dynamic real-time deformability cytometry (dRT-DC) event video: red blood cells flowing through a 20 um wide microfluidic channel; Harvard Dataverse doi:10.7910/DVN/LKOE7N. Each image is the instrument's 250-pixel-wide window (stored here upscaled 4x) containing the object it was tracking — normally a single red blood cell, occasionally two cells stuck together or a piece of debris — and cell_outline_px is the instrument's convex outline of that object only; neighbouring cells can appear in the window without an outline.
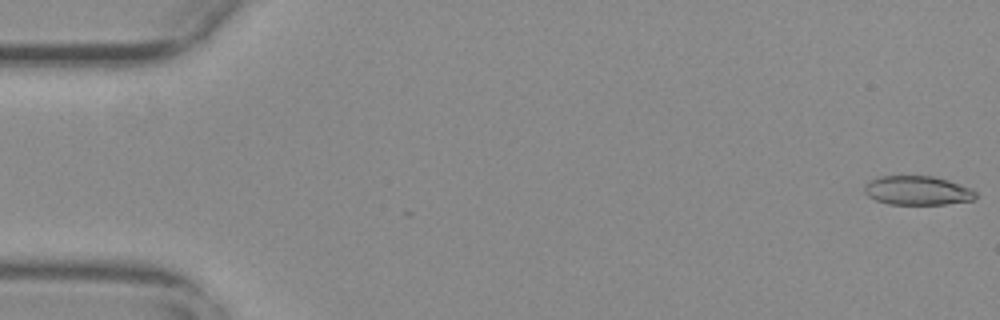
{"species": "common noctule bat (a hibernating species)", "species_latin": "Nyctalus noctula", "temperature_condition": "warm", "stored_images_in_passage": 55, "camera_frame_rate_fps": 3000, "um_per_image_px": 0.085, "animal": {"sex": "female", "body_mass_g": 29.2, "forearm_length_mm": 56.3}, "frame": {"image": 1, "passage_image": 1, "time_ms": 0.0, "image_size_px": [1000, 320], "cell_outline_px": [[976, 200], [944, 204], [888, 204], [876, 200], [868, 196], [864, 192], [864, 184], [868, 180], [880, 176], [932, 176], [948, 180], [972, 188], [976, 192]], "centroid_in_image_um": [77.98, 16.19], "position_along_channel_um": 7.0, "area_um2": 19.02}}
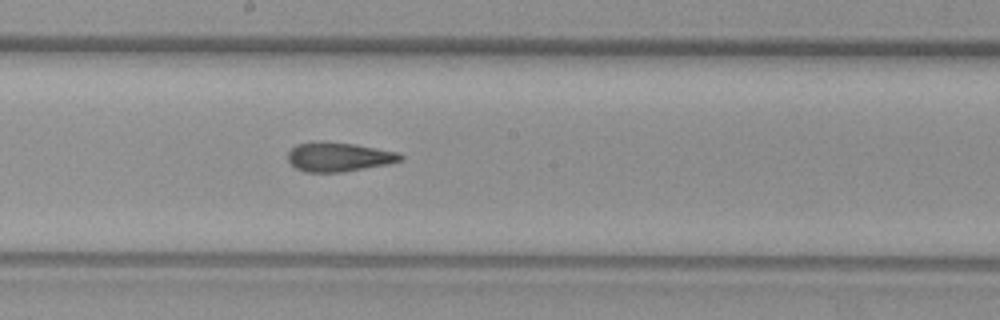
{"frame": {"image": 2, "passage_image": 30, "time_ms": 9.667, "image_size_px": [1000, 320], "cell_outline_px": [[404, 160], [388, 164], [340, 172], [304, 172], [296, 168], [288, 160], [288, 152], [296, 144], [320, 140], [356, 144], [396, 152], [404, 156]], "centroid_in_image_um": [28.78, 13.32], "position_along_channel_um": 219.4, "area_um2": 19.25}}
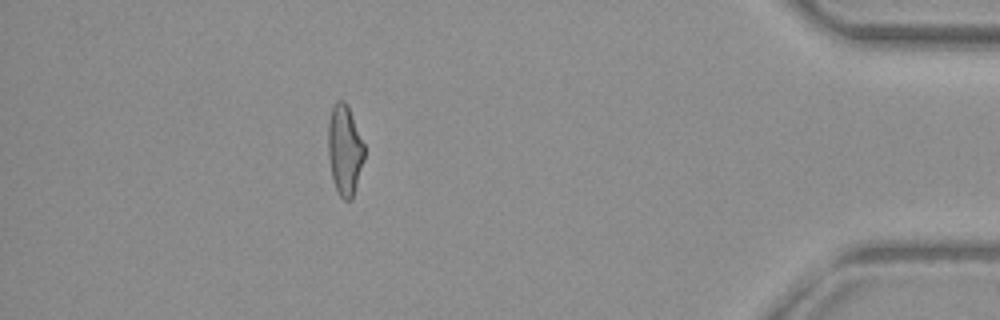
{"frame": {"image": 3, "passage_image": 49, "time_ms": 16.0, "image_size_px": [1000, 320], "cell_outline_px": [[364, 160], [352, 200], [344, 200], [340, 196], [332, 180], [328, 156], [328, 124], [332, 108], [336, 100], [344, 100], [348, 104], [364, 144]], "centroid_in_image_um": [29.29, 12.74], "position_along_channel_um": 405.9, "area_um2": 19.19}, "authors_computed_cell_mechanics": {"area_um2": 19.5364, "velocity_mm_per_s": 3.7854, "shape_relaxation_time_tau1_ms": null, "shape_relaxation_time_tau2_ms": 1.6101, "deformation_change_tau1": null, "deformation_change_tau2": 0.1019}}